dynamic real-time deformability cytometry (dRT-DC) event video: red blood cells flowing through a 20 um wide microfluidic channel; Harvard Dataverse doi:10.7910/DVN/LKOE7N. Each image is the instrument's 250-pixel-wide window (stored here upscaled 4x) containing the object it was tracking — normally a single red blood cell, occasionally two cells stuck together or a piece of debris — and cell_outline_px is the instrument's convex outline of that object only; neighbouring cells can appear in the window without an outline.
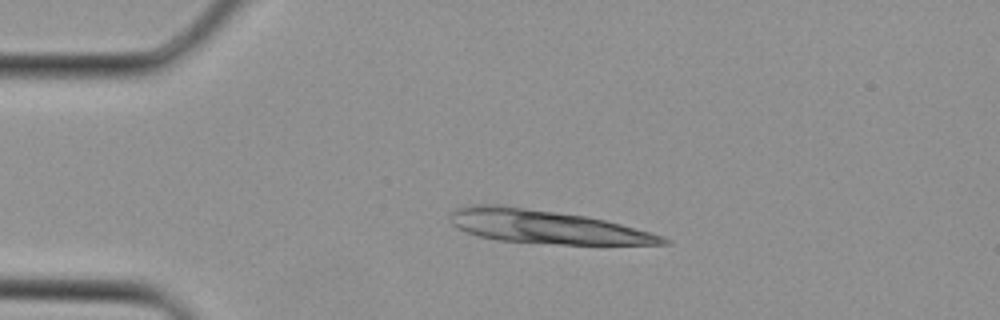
{"species": "Egyptian fruit bat (a non-hibernating species)", "species_latin": "Rousettus aegyptiacus", "temperature_condition": "cold", "stored_images_in_passage": 2, "camera_frame_rate_fps": 3000, "um_per_image_px": 0.085, "animal": {"sex": "female"}, "frame": {"image": 1, "passage_image": 1, "time_ms": 0.0, "image_size_px": [1000, 320], "cell_outline_px": [[672, 240], [668, 244], [560, 244], [496, 240], [476, 236], [452, 224], [448, 216], [456, 208], [472, 204], [504, 204], [584, 216], [604, 220], [620, 224], [664, 236]], "centroid_in_image_um": [46.39, 19.26], "position_along_channel_um": 38.6, "area_um2": 41.27}}
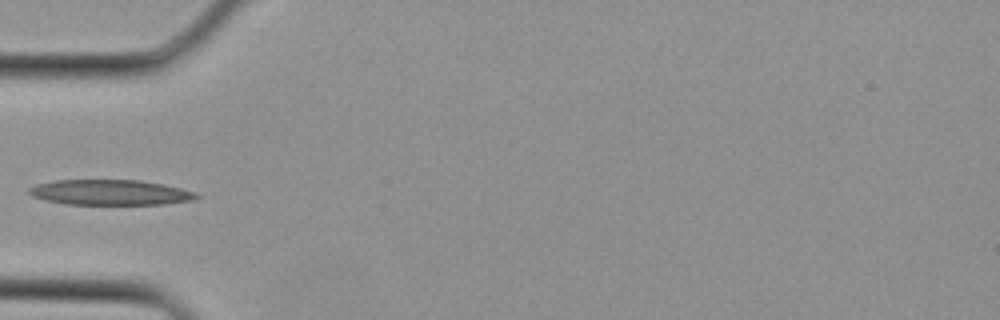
{"frame": {"image": 2, "passage_image": 2, "time_ms": 0.333, "image_size_px": [1000, 320], "cell_outline_px": [[200, 196], [192, 200], [164, 204], [64, 204], [44, 200], [32, 196], [28, 192], [28, 188], [36, 184], [56, 180], [140, 180], [180, 188], [196, 192]], "centroid_in_image_um": [9.32, 16.35], "position_along_channel_um": 75.7, "area_um2": 24.62}}